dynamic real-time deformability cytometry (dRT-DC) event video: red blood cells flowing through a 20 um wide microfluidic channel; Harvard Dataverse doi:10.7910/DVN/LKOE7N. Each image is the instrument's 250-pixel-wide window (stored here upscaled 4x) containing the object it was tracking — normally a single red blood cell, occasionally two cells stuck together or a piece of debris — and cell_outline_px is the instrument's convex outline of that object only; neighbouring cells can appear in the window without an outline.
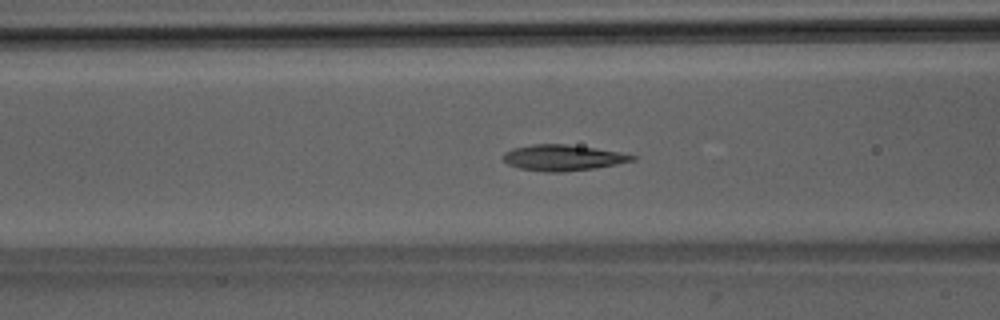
{"species": "Egyptian fruit bat (a non-hibernating species)", "species_latin": "Rousettus aegyptiacus", "temperature_condition": "room temperature", "stored_images_in_passage": 50, "camera_frame_rate_fps": 3000, "um_per_image_px": 0.085, "animal": {"sex": "male"}, "frame": {"image": 1, "passage_image": 20, "time_ms": 6.333, "image_size_px": [1000, 320], "cell_outline_px": [[636, 160], [596, 168], [564, 172], [544, 172], [520, 168], [508, 164], [504, 160], [504, 152], [512, 148], [532, 144], [564, 144], [596, 148], [620, 152], [636, 156]], "centroid_in_image_um": [47.85, 13.4], "position_along_channel_um": 118.8, "area_um2": 19.48}}
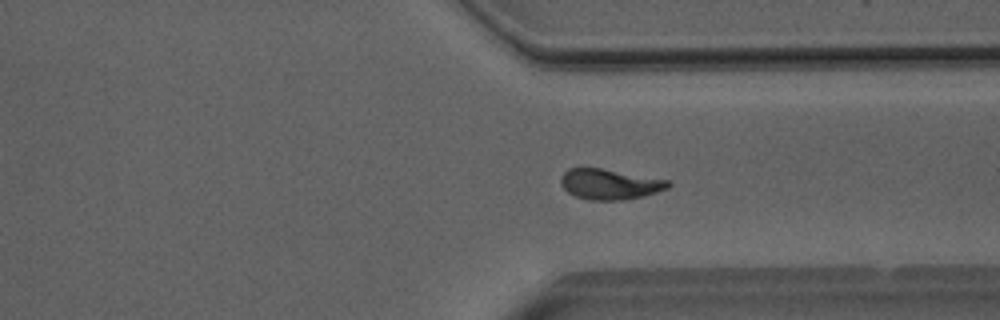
{"frame": {"image": 2, "passage_image": 38, "time_ms": 12.333, "image_size_px": [1000, 320], "cell_outline_px": [[672, 184], [668, 188], [644, 196], [624, 200], [588, 200], [576, 196], [568, 192], [564, 188], [560, 180], [560, 176], [568, 168], [600, 168], [668, 180]], "centroid_in_image_um": [51.82, 15.66], "position_along_channel_um": 359.6, "area_um2": 18.96}}
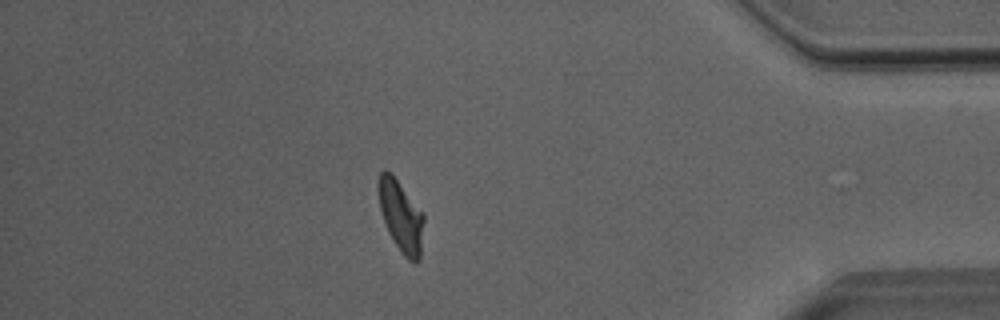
{"frame": {"image": 3, "passage_image": 44, "time_ms": 14.333, "image_size_px": [1000, 320], "cell_outline_px": [[424, 220], [420, 260], [416, 264], [408, 260], [400, 252], [392, 240], [388, 232], [380, 208], [376, 188], [376, 180], [380, 172], [384, 168], [396, 180], [424, 212]], "centroid_in_image_um": [34.07, 18.39], "position_along_channel_um": 401.1, "area_um2": 19.19}, "authors_computed_cell_mechanics": {"area_um2": 19.1607, "velocity_mm_per_s": 4.0138, "shape_relaxation_time_tau1_ms": 3.9877, "shape_relaxation_time_tau2_ms": 1.4028, "deformation_change_tau1": 0.1532, "deformation_change_tau2": 0.0837}}